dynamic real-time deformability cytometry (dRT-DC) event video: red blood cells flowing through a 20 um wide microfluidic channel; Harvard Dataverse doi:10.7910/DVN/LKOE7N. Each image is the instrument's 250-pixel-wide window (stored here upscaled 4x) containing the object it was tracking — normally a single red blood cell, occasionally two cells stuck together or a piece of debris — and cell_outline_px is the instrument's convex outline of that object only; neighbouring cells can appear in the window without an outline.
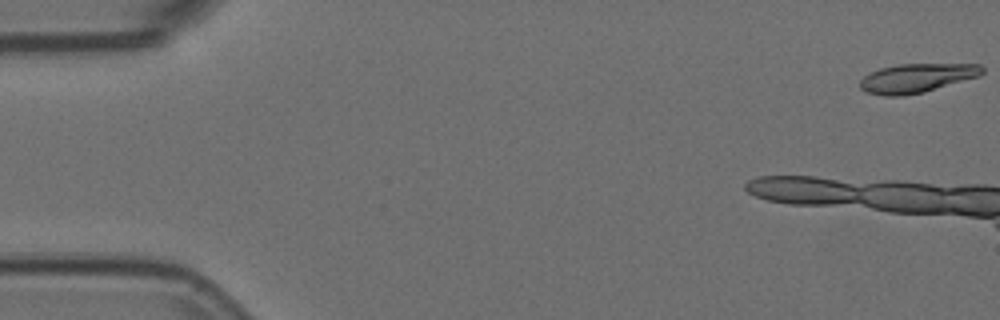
{"species": "Egyptian fruit bat (a non-hibernating species)", "species_latin": "Rousettus aegyptiacus", "temperature_condition": "room temperature", "stored_images_in_passage": 7, "camera_frame_rate_fps": 3000, "um_per_image_px": 0.085, "animal": {"sex": "female"}, "frame": {"image": 1, "passage_image": 1, "time_ms": 0.0, "image_size_px": [1000, 320], "cell_outline_px": [[984, 72], [980, 76], [924, 92], [904, 96], [884, 96], [864, 92], [860, 88], [860, 80], [864, 76], [880, 68], [900, 64], [980, 64], [984, 68]], "centroid_in_image_um": [77.92, 6.64], "position_along_channel_um": 7.1, "area_um2": 20.75}}